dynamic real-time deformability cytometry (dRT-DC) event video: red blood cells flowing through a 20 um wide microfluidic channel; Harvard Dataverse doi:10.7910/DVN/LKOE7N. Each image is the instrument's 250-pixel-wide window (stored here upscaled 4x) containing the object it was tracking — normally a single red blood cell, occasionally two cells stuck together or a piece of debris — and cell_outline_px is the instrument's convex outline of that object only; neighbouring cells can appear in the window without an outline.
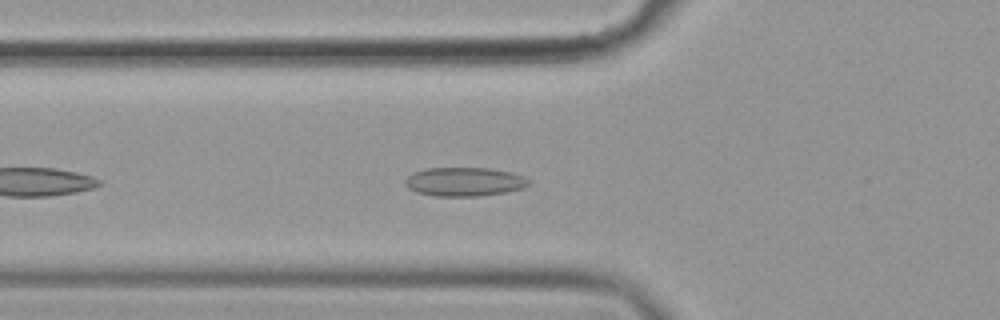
{"species": "common noctule bat (a hibernating species)", "species_latin": "Nyctalus noctula", "temperature_condition": "cold", "stored_images_in_passage": 43, "camera_frame_rate_fps": 3000, "um_per_image_px": 0.085, "animal": {"sex": "female", "body_mass_g": 19.9}, "frame": {"image": 1, "passage_image": 7, "time_ms": 2.0, "image_size_px": [1000, 320], "cell_outline_px": [[532, 180], [524, 188], [504, 192], [480, 196], [436, 196], [416, 192], [408, 188], [404, 184], [404, 180], [412, 172], [428, 168], [492, 168], [512, 172], [524, 176]], "centroid_in_image_um": [39.48, 15.44], "position_along_channel_um": 86.3, "area_um2": 20.98}}
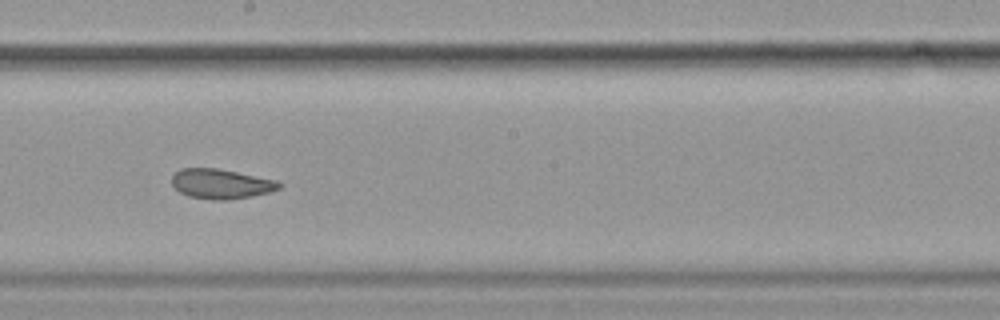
{"frame": {"image": 2, "passage_image": 19, "time_ms": 6.0, "image_size_px": [1000, 320], "cell_outline_px": [[284, 184], [280, 188], [268, 192], [252, 196], [228, 200], [212, 200], [188, 196], [180, 192], [172, 184], [172, 176], [180, 168], [216, 168], [276, 180]], "centroid_in_image_um": [18.78, 15.63], "position_along_channel_um": 229.4, "area_um2": 18.55}}
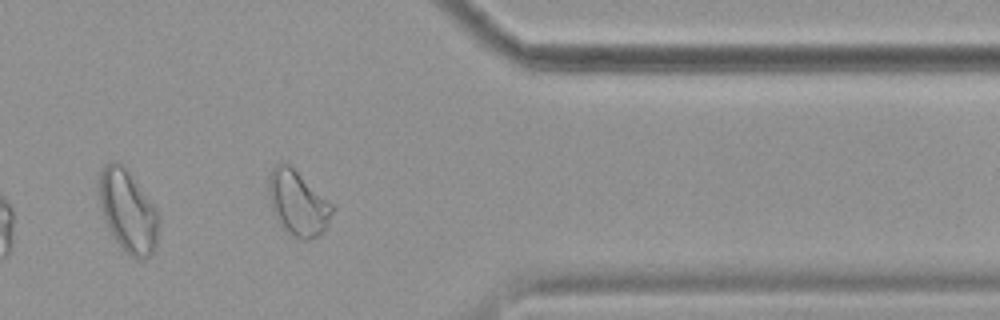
{"frame": {"image": 3, "passage_image": 33, "time_ms": 10.667, "image_size_px": [1000, 320], "cell_outline_px": [[336, 208], [324, 232], [308, 240], [300, 240], [292, 236], [280, 224], [272, 208], [268, 196], [268, 176], [272, 168], [280, 160], [288, 164], [332, 204]], "centroid_in_image_um": [25.31, 17.27], "position_along_channel_um": 386.1, "area_um2": 23.99}, "authors_computed_cell_mechanics": {"area_um2": 20.3456, "velocity_mm_per_s": 3.5745, "shape_relaxation_time_tau1_ms": null, "shape_relaxation_time_tau2_ms": 1.7618, "deformation_change_tau1": null, "deformation_change_tau2": 0.0819}}